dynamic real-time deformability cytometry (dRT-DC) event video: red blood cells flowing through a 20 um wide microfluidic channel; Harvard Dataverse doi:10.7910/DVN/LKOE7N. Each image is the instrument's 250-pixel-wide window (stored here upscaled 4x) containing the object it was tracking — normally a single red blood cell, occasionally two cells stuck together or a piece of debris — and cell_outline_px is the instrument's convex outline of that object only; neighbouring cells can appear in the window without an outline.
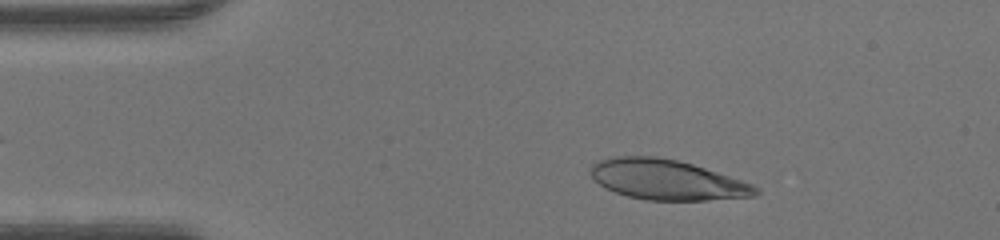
{"species": "human", "species_latin": "Homo sapiens", "temperature_condition": "warm", "stored_images_in_passage": 45, "camera_frame_rate_fps": 3000, "um_per_image_px": 0.085, "donor": {"sex": "male"}, "frame": {"image": 1, "passage_image": 6, "time_ms": 1.667, "image_size_px": [1000, 240], "cell_outline_px": [[760, 192], [756, 196], [708, 200], [644, 200], [628, 196], [604, 188], [588, 172], [588, 168], [596, 160], [616, 156], [656, 156], [676, 160], [692, 164], [752, 184], [760, 188]], "centroid_in_image_um": [56.65, 15.28], "position_along_channel_um": 28.4, "area_um2": 38.61}}
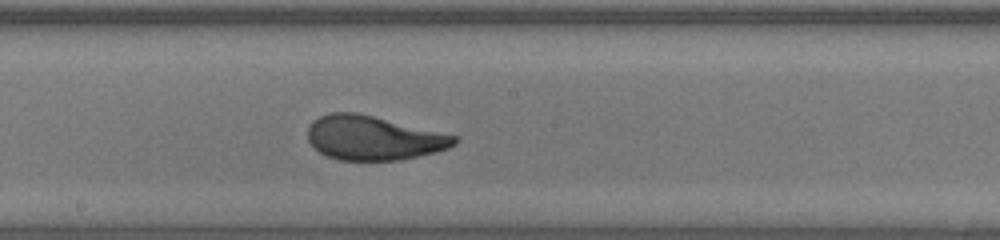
{"frame": {"image": 2, "passage_image": 23, "time_ms": 7.333, "image_size_px": [1000, 240], "cell_outline_px": [[460, 140], [456, 144], [448, 148], [436, 152], [400, 160], [340, 160], [328, 156], [320, 152], [308, 140], [308, 128], [312, 120], [328, 112], [356, 112], [456, 136]], "centroid_in_image_um": [31.72, 11.72], "position_along_channel_um": 216.5, "area_um2": 37.51}}
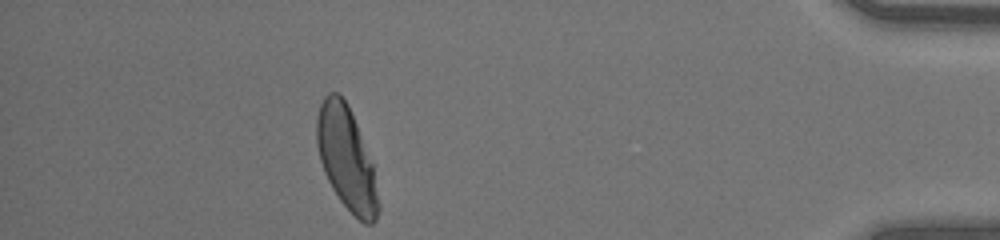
{"frame": {"image": 3, "passage_image": 40, "time_ms": 13.0, "image_size_px": [1000, 240], "cell_outline_px": [[380, 208], [376, 220], [372, 224], [364, 224], [340, 200], [332, 188], [324, 172], [320, 160], [316, 144], [316, 116], [320, 104], [324, 96], [328, 92], [340, 92], [348, 104], [372, 164], [380, 204]], "centroid_in_image_um": [29.43, 13.45], "position_along_channel_um": 405.8, "area_um2": 36.82}}